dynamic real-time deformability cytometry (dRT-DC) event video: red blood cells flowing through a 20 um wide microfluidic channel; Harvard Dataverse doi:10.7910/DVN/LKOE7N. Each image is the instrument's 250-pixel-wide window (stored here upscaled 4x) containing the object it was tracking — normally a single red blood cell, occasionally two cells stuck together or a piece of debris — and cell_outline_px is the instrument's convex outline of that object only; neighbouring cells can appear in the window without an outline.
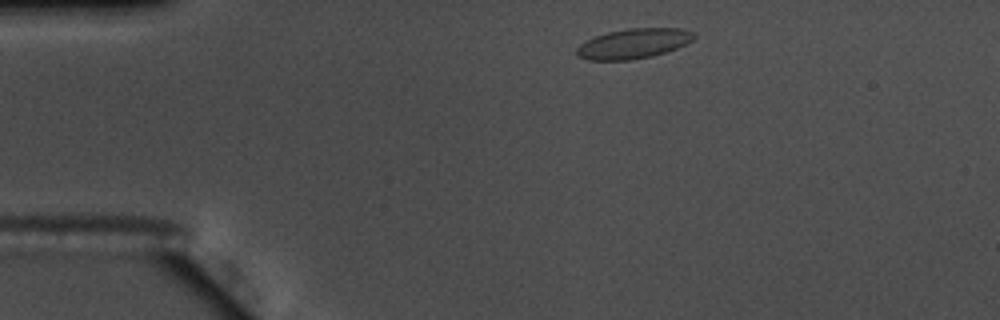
{"species": "common noctule bat (a hibernating species)", "species_latin": "Nyctalus noctula", "temperature_condition": "warm", "stored_images_in_passage": 48, "camera_frame_rate_fps": 3000, "um_per_image_px": 0.085, "animal": {"sex": "male", "body_mass_g": 17.5, "forearm_length_mm": 52.3}, "frame": {"image": 1, "passage_image": 3, "time_ms": 0.667, "image_size_px": [1000, 320], "cell_outline_px": [[696, 36], [692, 40], [676, 48], [652, 56], [628, 60], [588, 60], [580, 56], [576, 52], [576, 48], [584, 40], [608, 32], [628, 28], [680, 28], [696, 32]], "centroid_in_image_um": [53.85, 3.69], "position_along_channel_um": 31.2, "area_um2": 20.4}}
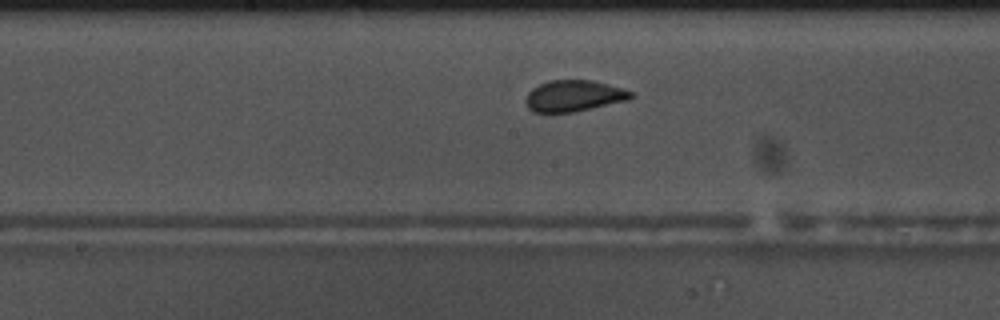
{"frame": {"image": 2, "passage_image": 21, "time_ms": 6.667, "image_size_px": [1000, 320], "cell_outline_px": [[636, 96], [628, 100], [572, 112], [532, 112], [528, 108], [524, 100], [528, 92], [532, 88], [540, 84], [552, 80], [592, 80], [608, 84], [632, 92]], "centroid_in_image_um": [48.76, 8.15], "position_along_channel_um": 199.4, "area_um2": 19.07}}
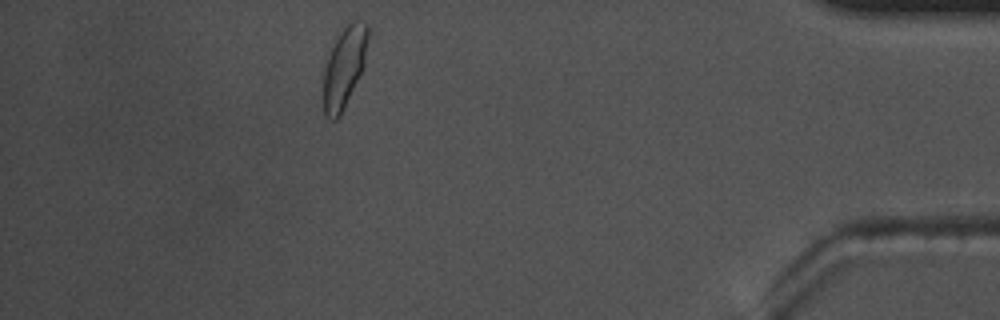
{"frame": {"image": 3, "passage_image": 42, "time_ms": 13.667, "image_size_px": [1000, 320], "cell_outline_px": [[368, 36], [364, 64], [344, 108], [340, 116], [336, 120], [332, 120], [324, 116], [324, 68], [332, 36], [352, 20], [364, 20], [368, 24]], "centroid_in_image_um": [29.23, 5.62], "position_along_channel_um": 406.0, "area_um2": 21.39}, "authors_computed_cell_mechanics": {"area_um2": 19.4497, "velocity_mm_per_s": 3.6527, "shape_relaxation_time_tau1_ms": 5.2385, "shape_relaxation_time_tau2_ms": null, "deformation_change_tau1": 0.1225, "deformation_change_tau2": null}}